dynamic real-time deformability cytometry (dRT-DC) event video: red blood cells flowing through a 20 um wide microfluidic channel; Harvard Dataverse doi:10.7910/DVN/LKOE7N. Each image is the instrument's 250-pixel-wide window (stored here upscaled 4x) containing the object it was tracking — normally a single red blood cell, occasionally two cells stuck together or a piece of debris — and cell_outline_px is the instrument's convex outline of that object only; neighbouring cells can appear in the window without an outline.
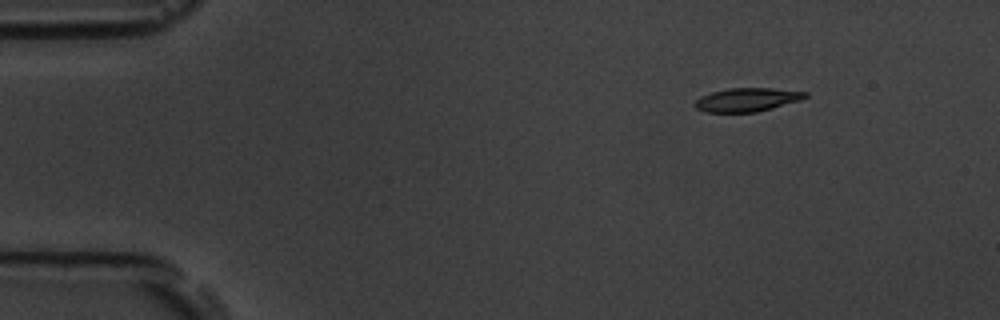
{"species": "common noctule bat (a hibernating species)", "species_latin": "Nyctalus noctula", "temperature_condition": "room temperature", "stored_images_in_passage": 9, "camera_frame_rate_fps": 3000, "um_per_image_px": 0.085, "animal": {"sex": "male", "body_mass_g": 19.5, "forearm_length_mm": 54.6}, "frame": {"image": 1, "passage_image": 1, "time_ms": 0.0, "image_size_px": [1000, 320], "cell_outline_px": [[808, 96], [800, 100], [772, 108], [756, 112], [704, 112], [696, 108], [692, 104], [700, 96], [712, 92], [728, 88], [772, 88], [808, 92]], "centroid_in_image_um": [63.47, 8.47], "position_along_channel_um": 21.5, "area_um2": 15.2}}